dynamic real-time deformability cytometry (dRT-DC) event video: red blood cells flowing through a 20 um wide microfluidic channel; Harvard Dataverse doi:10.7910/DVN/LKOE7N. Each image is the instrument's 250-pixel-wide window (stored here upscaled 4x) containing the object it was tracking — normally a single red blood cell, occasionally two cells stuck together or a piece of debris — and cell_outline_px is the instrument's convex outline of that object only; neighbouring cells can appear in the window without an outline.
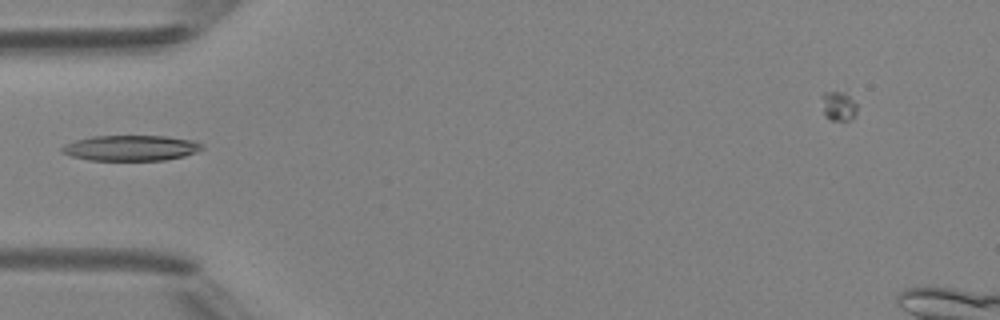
{"species": "Egyptian fruit bat (a non-hibernating species)", "species_latin": "Rousettus aegyptiacus", "temperature_condition": "room temperature", "stored_images_in_passage": 2, "camera_frame_rate_fps": 3000, "um_per_image_px": 0.085, "animal": {"sex": "female"}, "frame": {"image": 1, "passage_image": 1, "time_ms": 0.0, "image_size_px": [1000, 320], "cell_outline_px": [[204, 148], [196, 152], [184, 156], [164, 160], [88, 160], [72, 156], [60, 152], [60, 148], [64, 144], [76, 140], [92, 136], [164, 136], [192, 140], [200, 144]], "centroid_in_image_um": [11.08, 12.58], "position_along_channel_um": 73.9, "area_um2": 20.75}}
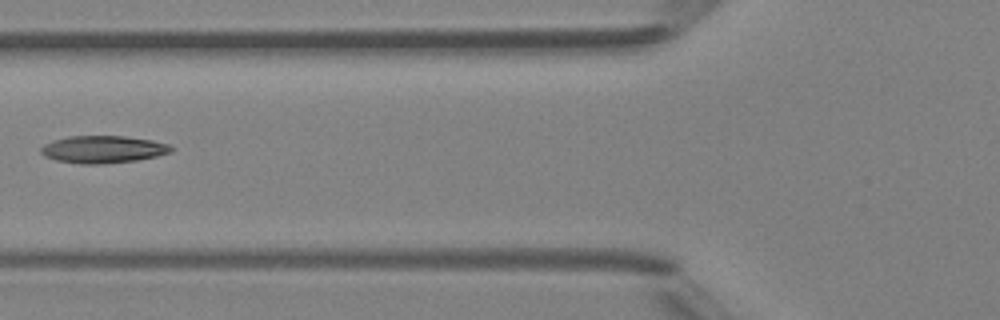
{"frame": {"image": 2, "passage_image": 2, "time_ms": 1.0, "image_size_px": [1000, 320], "cell_outline_px": [[176, 148], [172, 152], [156, 156], [136, 160], [100, 164], [80, 164], [56, 160], [44, 156], [40, 152], [40, 148], [44, 144], [52, 140], [68, 136], [124, 136], [152, 140], [168, 144]], "centroid_in_image_um": [8.75, 12.69], "position_along_channel_um": 117.0, "area_um2": 20.87}}